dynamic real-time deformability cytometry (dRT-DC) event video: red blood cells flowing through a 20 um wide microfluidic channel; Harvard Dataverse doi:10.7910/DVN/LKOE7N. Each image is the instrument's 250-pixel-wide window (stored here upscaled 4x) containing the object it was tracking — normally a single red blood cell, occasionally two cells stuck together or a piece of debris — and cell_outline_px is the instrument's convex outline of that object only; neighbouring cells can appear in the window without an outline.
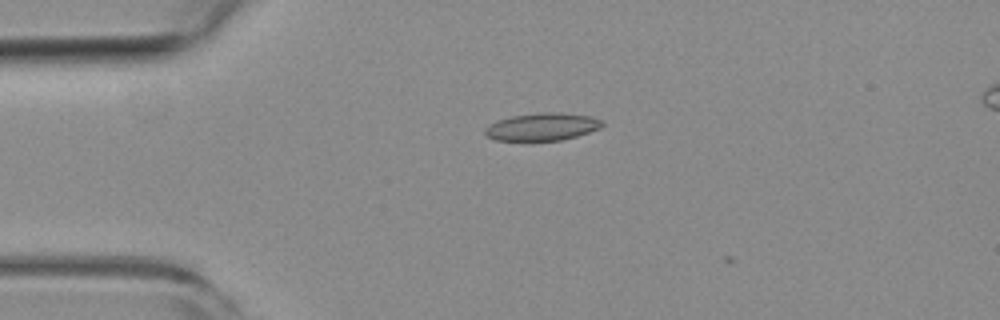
{"species": "common noctule bat (a hibernating species)", "species_latin": "Nyctalus noctula", "temperature_condition": "room temperature", "stored_images_in_passage": 2, "camera_frame_rate_fps": 3000, "um_per_image_px": 0.085, "animal": {"sex": "female", "body_mass_g": 19.3, "forearm_length_mm": 54.1}, "frame": {"image": 1, "passage_image": 1, "time_ms": 0.0, "image_size_px": [1000, 320], "cell_outline_px": [[604, 124], [600, 128], [576, 136], [560, 140], [496, 140], [484, 136], [484, 128], [488, 124], [496, 120], [512, 116], [540, 112], [560, 112], [592, 116], [604, 120]], "centroid_in_image_um": [46.07, 10.76], "position_along_channel_um": 38.9, "area_um2": 19.02}}